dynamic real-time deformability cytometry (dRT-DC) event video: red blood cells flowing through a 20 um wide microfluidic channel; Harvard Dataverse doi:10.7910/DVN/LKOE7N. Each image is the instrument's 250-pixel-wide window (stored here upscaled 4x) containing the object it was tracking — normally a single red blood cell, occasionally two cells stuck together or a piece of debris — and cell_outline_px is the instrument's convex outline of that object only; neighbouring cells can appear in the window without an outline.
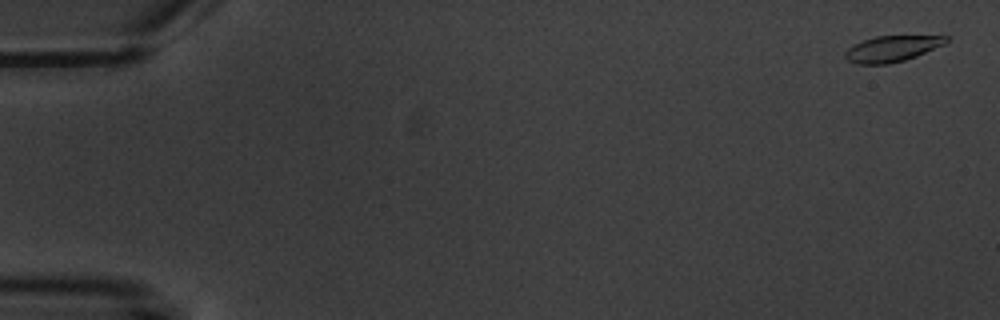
{"species": "common noctule bat (a hibernating species)", "species_latin": "Nyctalus noctula", "temperature_condition": "warm", "stored_images_in_passage": 7, "camera_frame_rate_fps": 3000, "um_per_image_px": 0.085, "animal": {"sex": "male", "body_mass_g": 20.1, "forearm_length_mm": 53.5}, "frame": {"image": 1, "passage_image": 1, "time_ms": 0.0, "image_size_px": [1000, 320], "cell_outline_px": [[948, 40], [944, 44], [916, 56], [904, 60], [888, 64], [856, 64], [848, 60], [844, 56], [844, 52], [848, 48], [864, 40], [876, 36], [948, 36]], "centroid_in_image_um": [75.79, 4.15], "position_along_channel_um": 9.2, "area_um2": 15.03}}
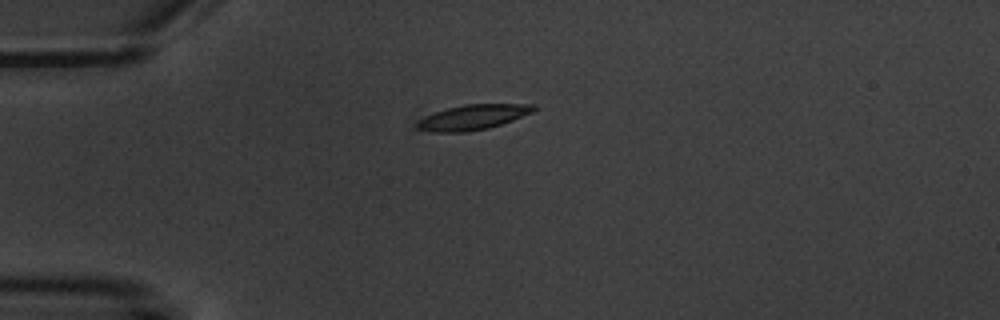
{"frame": {"image": 2, "passage_image": 5, "time_ms": 4.667, "image_size_px": [1000, 320], "cell_outline_px": [[536, 108], [532, 112], [512, 120], [488, 128], [468, 132], [432, 132], [416, 128], [416, 124], [424, 116], [448, 108], [464, 104], [536, 104]], "centroid_in_image_um": [40.19, 9.96], "position_along_channel_um": 44.8, "area_um2": 16.88}}